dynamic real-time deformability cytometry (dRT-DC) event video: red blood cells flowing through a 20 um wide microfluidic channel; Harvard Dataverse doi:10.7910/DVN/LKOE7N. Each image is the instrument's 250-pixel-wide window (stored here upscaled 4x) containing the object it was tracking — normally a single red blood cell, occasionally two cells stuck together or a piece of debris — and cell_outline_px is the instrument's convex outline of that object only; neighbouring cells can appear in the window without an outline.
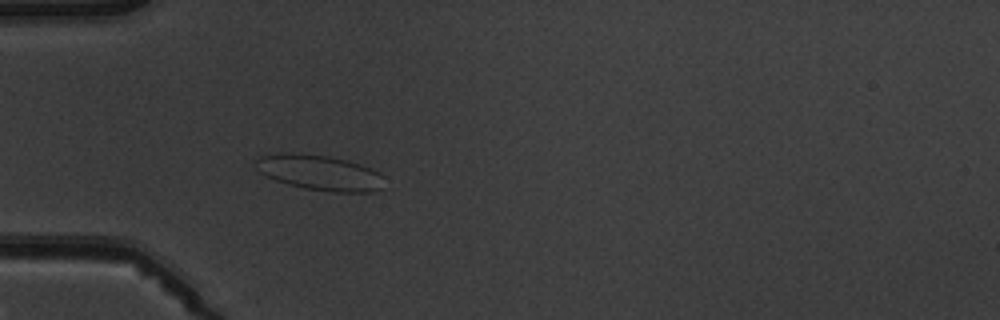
{"species": "common noctule bat (a hibernating species)", "species_latin": "Nyctalus noctula", "temperature_condition": "warm", "stored_images_in_passage": 6, "camera_frame_rate_fps": 3000, "um_per_image_px": 0.085, "animal": {"sex": "male", "body_mass_g": 19.5, "forearm_length_mm": 54.6}, "frame": {"image": 1, "passage_image": 6, "time_ms": 6.667, "image_size_px": [1000, 320], "cell_outline_px": [[384, 176], [380, 188], [372, 192], [336, 192], [304, 188], [288, 184], [276, 180], [260, 172], [252, 164], [252, 160], [260, 156], [280, 152], [292, 152], [328, 156], [348, 160], [372, 168], [380, 172]], "centroid_in_image_um": [27.13, 14.65], "position_along_channel_um": 57.9, "area_um2": 26.7}}